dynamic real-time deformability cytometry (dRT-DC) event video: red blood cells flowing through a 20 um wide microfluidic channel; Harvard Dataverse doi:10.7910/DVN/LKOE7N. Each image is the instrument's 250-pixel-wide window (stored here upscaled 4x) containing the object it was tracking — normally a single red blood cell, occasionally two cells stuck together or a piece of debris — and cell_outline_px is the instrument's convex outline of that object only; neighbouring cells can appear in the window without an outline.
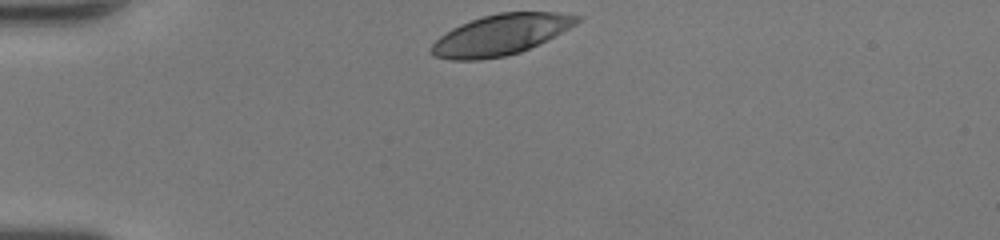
{"species": "human", "species_latin": "Homo sapiens", "temperature_condition": "room temperature", "stored_images_in_passage": 29, "camera_frame_rate_fps": 3000, "um_per_image_px": 0.085, "donor": {"sex": "female"}, "frame": {"image": 1, "passage_image": 1, "time_ms": 0.0, "image_size_px": [1000, 240], "cell_outline_px": [[584, 16], [576, 24], [548, 40], [520, 52], [504, 56], [480, 60], [448, 60], [432, 56], [428, 52], [428, 48], [440, 36], [452, 28], [460, 24], [484, 16], [500, 12], [556, 12]], "centroid_in_image_um": [42.54, 2.96], "position_along_channel_um": 42.5, "area_um2": 34.68}}
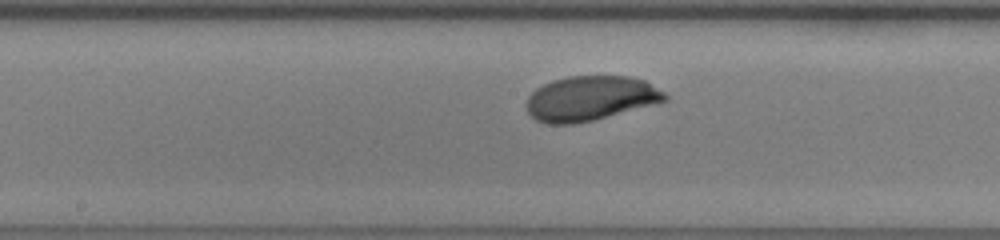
{"frame": {"image": 2, "passage_image": 15, "time_ms": 4.667, "image_size_px": [1000, 240], "cell_outline_px": [[668, 100], [660, 104], [592, 120], [572, 124], [548, 124], [536, 120], [528, 112], [528, 96], [536, 88], [552, 80], [568, 76], [628, 76], [644, 80], [664, 92], [668, 96]], "centroid_in_image_um": [50.23, 8.36], "position_along_channel_um": 198.0, "area_um2": 36.18}}
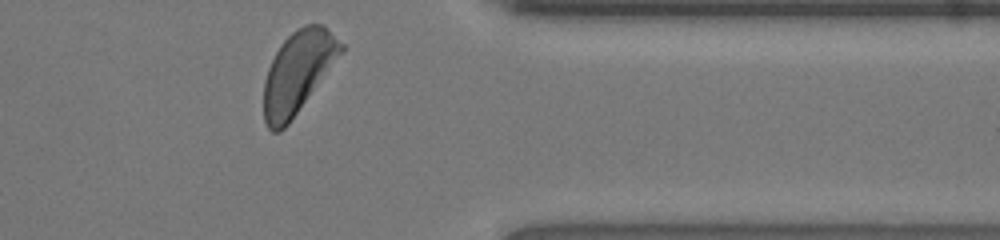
{"frame": {"image": 3, "passage_image": 29, "time_ms": 9.333, "image_size_px": [1000, 240], "cell_outline_px": [[344, 48], [288, 124], [280, 132], [272, 132], [268, 128], [264, 120], [264, 80], [268, 68], [280, 44], [296, 28], [304, 24], [324, 24], [344, 44]], "centroid_in_image_um": [25.29, 6.11], "position_along_channel_um": 386.1, "area_um2": 36.13}, "authors_computed_cell_mechanics": {"area_um2": 36.0672, "velocity_mm_per_s": 4.2336, "shape_relaxation_time_tau1_ms": 2.0835, "shape_relaxation_time_tau2_ms": null, "deformation_change_tau1": 0.1306, "deformation_change_tau2": null}}